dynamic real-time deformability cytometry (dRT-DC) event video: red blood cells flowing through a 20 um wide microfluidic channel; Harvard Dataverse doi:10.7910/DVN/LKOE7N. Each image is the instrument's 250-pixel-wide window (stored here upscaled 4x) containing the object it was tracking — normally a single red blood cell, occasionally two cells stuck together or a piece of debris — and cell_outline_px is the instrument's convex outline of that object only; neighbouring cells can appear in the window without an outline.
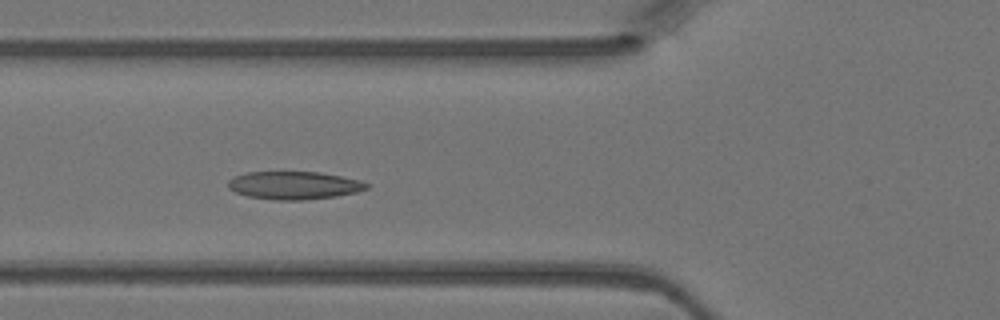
{"species": "Egyptian fruit bat (a non-hibernating species)", "species_latin": "Rousettus aegyptiacus", "temperature_condition": "warm", "stored_images_in_passage": 5, "camera_frame_rate_fps": 3000, "um_per_image_px": 0.085, "animal": {"sex": "female"}, "frame": {"image": 1, "passage_image": 5, "time_ms": 1.333, "image_size_px": [1000, 320], "cell_outline_px": [[368, 188], [356, 192], [336, 196], [304, 200], [276, 200], [248, 196], [236, 192], [228, 188], [228, 180], [232, 176], [248, 172], [320, 172], [360, 180], [368, 184]], "centroid_in_image_um": [24.97, 15.75], "position_along_channel_um": 100.8, "area_um2": 22.48}}